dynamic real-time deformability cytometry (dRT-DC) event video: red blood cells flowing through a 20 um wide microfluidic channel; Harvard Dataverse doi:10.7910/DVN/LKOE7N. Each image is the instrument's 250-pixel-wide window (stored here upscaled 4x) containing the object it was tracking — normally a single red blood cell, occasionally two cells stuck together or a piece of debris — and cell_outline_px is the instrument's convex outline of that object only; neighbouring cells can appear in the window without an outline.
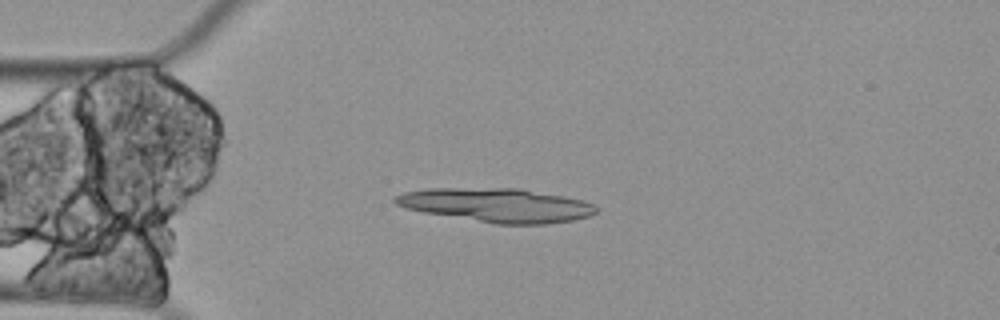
{"species": "Egyptian fruit bat (a non-hibernating species)", "species_latin": "Rousettus aegyptiacus", "temperature_condition": "cold", "stored_images_in_passage": 7, "camera_frame_rate_fps": 3000, "um_per_image_px": 0.085, "animal": {"sex": "female"}, "frame": {"image": 1, "passage_image": 4, "time_ms": 1.0, "image_size_px": [1000, 320], "cell_outline_px": [[600, 208], [596, 212], [588, 216], [572, 220], [544, 224], [496, 224], [424, 212], [408, 208], [396, 204], [392, 200], [392, 196], [404, 192], [428, 188], [520, 188], [564, 196], [596, 204]], "centroid_in_image_um": [42.23, 17.43], "position_along_channel_um": 42.8, "area_um2": 39.65}}